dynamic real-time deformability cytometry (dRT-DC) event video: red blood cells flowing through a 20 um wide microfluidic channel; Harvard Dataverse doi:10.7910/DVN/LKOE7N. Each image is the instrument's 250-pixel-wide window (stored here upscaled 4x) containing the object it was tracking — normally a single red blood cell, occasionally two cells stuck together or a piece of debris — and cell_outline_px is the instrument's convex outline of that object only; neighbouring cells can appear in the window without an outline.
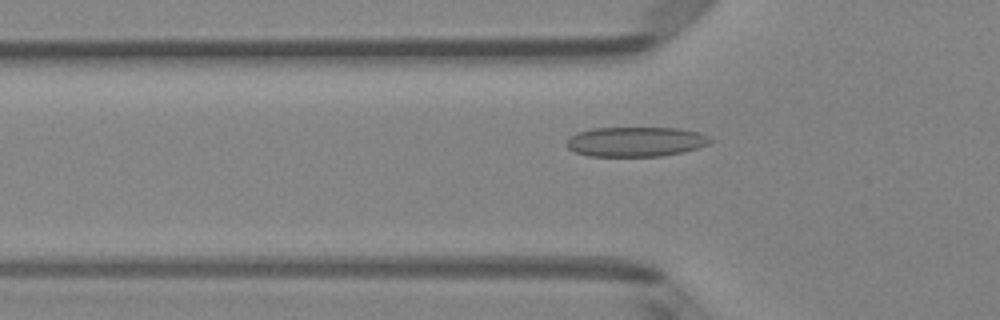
{"species": "Egyptian fruit bat (a non-hibernating species)", "species_latin": "Rousettus aegyptiacus", "temperature_condition": "room temperature", "stored_images_in_passage": 35, "camera_frame_rate_fps": 3000, "um_per_image_px": 0.085, "animal": {"sex": "female"}, "frame": {"image": 1, "passage_image": 2, "time_ms": 0.333, "image_size_px": [1000, 320], "cell_outline_px": [[712, 140], [708, 144], [696, 148], [680, 152], [660, 156], [588, 156], [576, 152], [568, 148], [564, 144], [576, 132], [592, 128], [680, 128], [700, 132], [708, 136]], "centroid_in_image_um": [54.01, 12.04], "position_along_channel_um": 71.8, "area_um2": 24.85}}
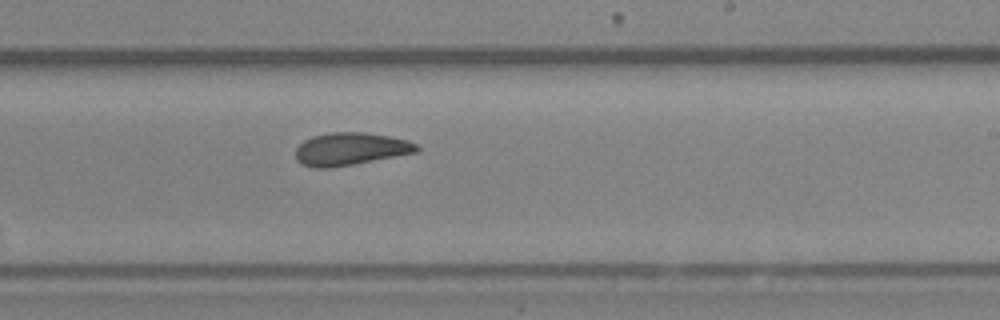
{"frame": {"image": 2, "passage_image": 16, "time_ms": 5.0, "image_size_px": [1000, 320], "cell_outline_px": [[420, 148], [416, 152], [352, 164], [328, 168], [316, 168], [304, 164], [296, 160], [296, 148], [304, 140], [312, 136], [332, 132], [364, 132], [388, 136], [408, 140], [416, 144]], "centroid_in_image_um": [29.77, 12.65], "position_along_channel_um": 259.2, "area_um2": 22.72}}
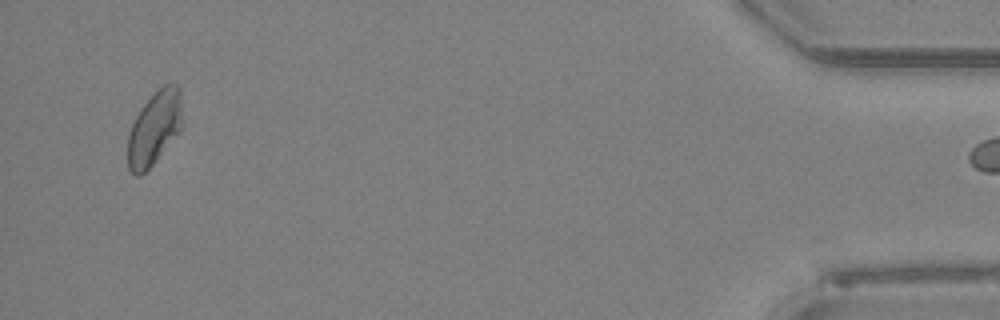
{"frame": {"image": 3, "passage_image": 34, "time_ms": 11.0, "image_size_px": [1000, 320], "cell_outline_px": [[184, 124], [152, 164], [140, 176], [136, 176], [128, 168], [128, 136], [132, 124], [140, 108], [164, 84], [176, 84], [180, 88]], "centroid_in_image_um": [13.14, 10.86], "position_along_channel_um": 422.1, "area_um2": 23.12}}